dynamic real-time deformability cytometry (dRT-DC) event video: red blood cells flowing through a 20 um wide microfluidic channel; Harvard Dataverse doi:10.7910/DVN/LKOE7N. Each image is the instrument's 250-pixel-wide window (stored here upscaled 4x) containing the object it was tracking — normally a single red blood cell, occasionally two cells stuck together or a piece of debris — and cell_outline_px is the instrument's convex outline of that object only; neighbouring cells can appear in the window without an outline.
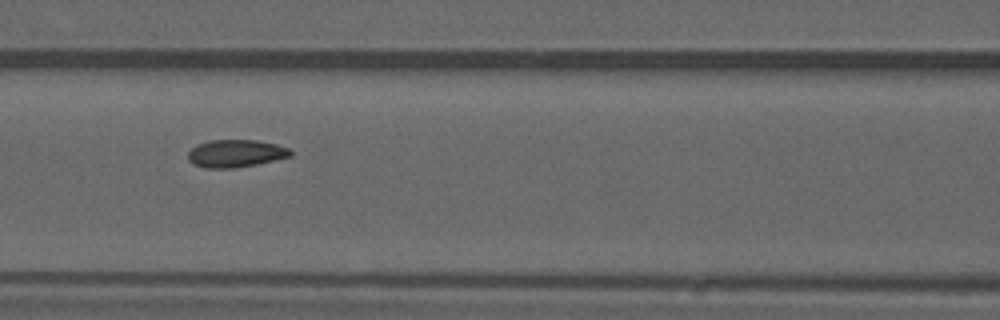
{"species": "common noctule bat (a hibernating species)", "species_latin": "Nyctalus noctula", "temperature_condition": "warm", "stored_images_in_passage": 54, "camera_frame_rate_fps": 3000, "um_per_image_px": 0.085, "animal": {"sex": "male", "forearm_length_mm": 52.5}, "frame": {"image": 1, "passage_image": 24, "time_ms": 7.667, "image_size_px": [1000, 320], "cell_outline_px": [[292, 156], [256, 164], [232, 168], [204, 168], [192, 164], [188, 160], [188, 152], [196, 144], [208, 140], [256, 140], [276, 144], [288, 148], [292, 152]], "centroid_in_image_um": [19.99, 13.04], "position_along_channel_um": 146.6, "area_um2": 16.53}, "authors_computed_cell_mechanics": {"area_um2": 16.5019, "velocity_mm_per_s": 3.8913, "shape_relaxation_time_tau1_ms": 2.1134, "shape_relaxation_time_tau2_ms": 1.2954, "deformation_change_tau1": 0.0874, "deformation_change_tau2": 0.0623}}